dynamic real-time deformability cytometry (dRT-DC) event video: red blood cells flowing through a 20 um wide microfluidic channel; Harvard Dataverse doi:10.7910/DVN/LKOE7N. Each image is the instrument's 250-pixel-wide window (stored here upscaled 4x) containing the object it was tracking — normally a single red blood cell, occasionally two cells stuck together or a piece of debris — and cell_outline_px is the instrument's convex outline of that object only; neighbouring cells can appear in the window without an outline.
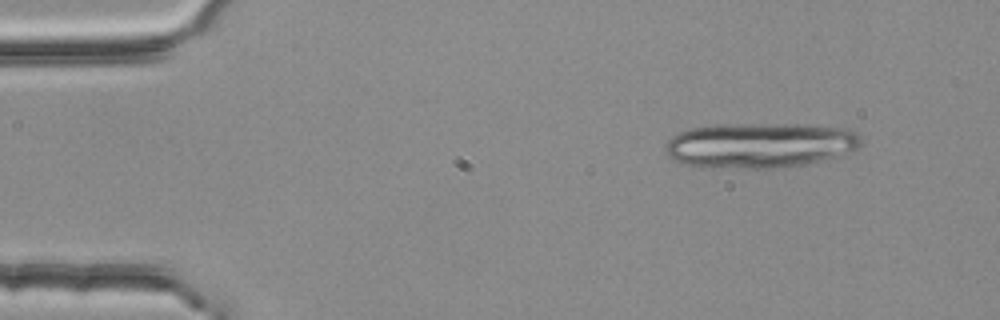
{"species": "common noctule bat (a hibernating species)", "species_latin": "Nyctalus noctula", "temperature_condition": "room temperature", "stored_images_in_passage": 3, "camera_frame_rate_fps": 3000, "um_per_image_px": 0.085, "animal": {"sex": "female", "body_mass_g": 25.1}, "frame": {"image": 1, "passage_image": 1, "time_ms": 0.0, "image_size_px": [1000, 320], "cell_outline_px": [[860, 144], [856, 148], [836, 156], [820, 160], [800, 164], [772, 168], [740, 168], [680, 164], [672, 160], [668, 156], [664, 148], [664, 144], [672, 136], [680, 132], [692, 128], [720, 124], [804, 124], [844, 128], [856, 132], [860, 136]], "centroid_in_image_um": [64.53, 12.32], "position_along_channel_um": 20.5, "area_um2": 51.15}}